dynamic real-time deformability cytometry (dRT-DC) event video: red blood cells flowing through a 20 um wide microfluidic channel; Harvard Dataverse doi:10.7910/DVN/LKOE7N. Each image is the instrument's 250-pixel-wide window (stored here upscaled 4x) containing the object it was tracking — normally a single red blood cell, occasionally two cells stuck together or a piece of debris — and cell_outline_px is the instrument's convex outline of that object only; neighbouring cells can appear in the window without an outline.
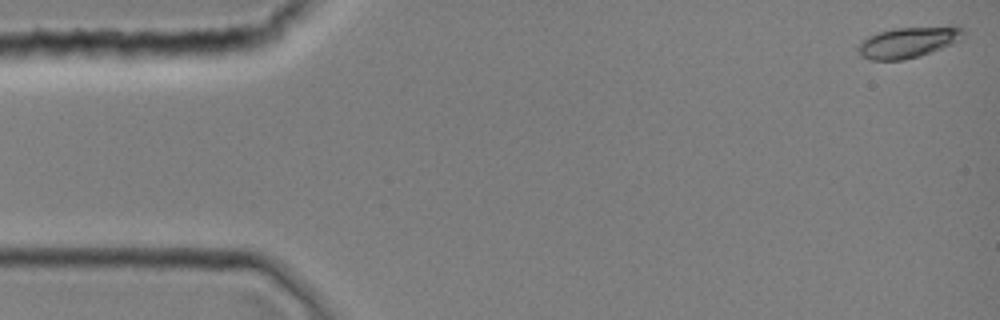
{"species": "common noctule bat (a hibernating species)", "species_latin": "Nyctalus noctula", "temperature_condition": "room temperature", "stored_images_in_passage": 9, "camera_frame_rate_fps": 3000, "um_per_image_px": 0.085, "animal": {"sex": "female", "body_mass_g": 19.0, "forearm_length_mm": 51.5}, "frame": {"image": 1, "passage_image": 1, "time_ms": 0.0, "image_size_px": [1000, 320], "cell_outline_px": [[964, 36], [952, 44], [920, 56], [904, 60], [872, 60], [860, 56], [856, 48], [868, 36], [876, 32], [892, 28], [956, 24], [964, 28]], "centroid_in_image_um": [77.24, 3.55], "position_along_channel_um": 7.8, "area_um2": 19.54}}